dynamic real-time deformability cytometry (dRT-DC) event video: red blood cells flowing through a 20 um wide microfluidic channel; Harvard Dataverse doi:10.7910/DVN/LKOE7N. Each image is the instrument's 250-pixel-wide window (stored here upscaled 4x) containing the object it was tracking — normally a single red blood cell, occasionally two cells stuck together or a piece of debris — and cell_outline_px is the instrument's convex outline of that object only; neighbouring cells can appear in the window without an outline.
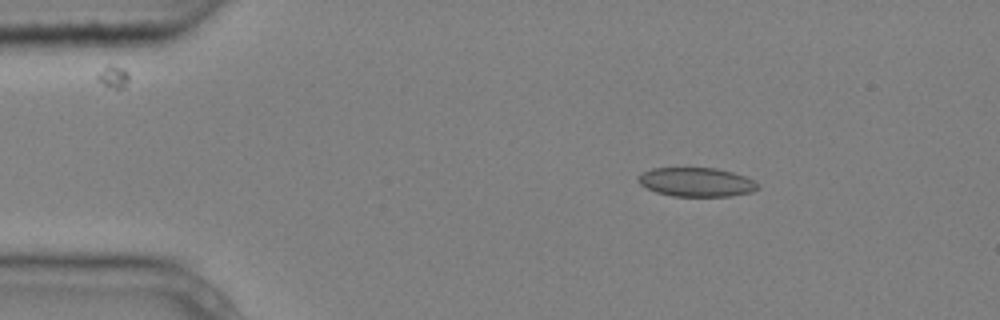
{"species": "common noctule bat (a hibernating species)", "species_latin": "Nyctalus noctula", "temperature_condition": "cold", "stored_images_in_passage": 3, "camera_frame_rate_fps": 3000, "um_per_image_px": 0.085, "animal": {"sex": "male", "body_mass_g": 20.4}, "frame": {"image": 1, "passage_image": 2, "time_ms": 0.333, "image_size_px": [1000, 320], "cell_outline_px": [[760, 188], [752, 192], [732, 196], [672, 196], [656, 192], [640, 184], [636, 180], [636, 176], [640, 172], [652, 168], [716, 168], [732, 172], [744, 176], [760, 184]], "centroid_in_image_um": [59.17, 15.48], "position_along_channel_um": 25.8, "area_um2": 20.4}}